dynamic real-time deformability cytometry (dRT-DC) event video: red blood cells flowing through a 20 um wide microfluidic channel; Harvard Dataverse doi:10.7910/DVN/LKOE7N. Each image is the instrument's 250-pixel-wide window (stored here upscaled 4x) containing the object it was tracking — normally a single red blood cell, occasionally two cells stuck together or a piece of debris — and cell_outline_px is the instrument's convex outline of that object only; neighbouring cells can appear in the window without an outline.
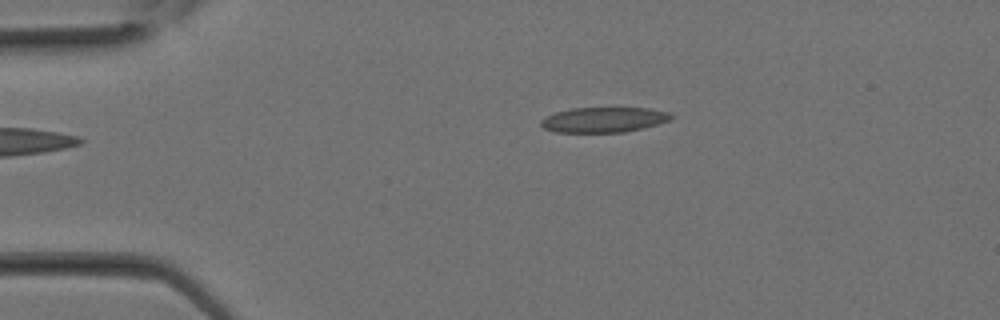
{"species": "Egyptian fruit bat (a non-hibernating species)", "species_latin": "Rousettus aegyptiacus", "temperature_condition": "room temperature", "stored_images_in_passage": 14, "camera_frame_rate_fps": 3000, "um_per_image_px": 0.085, "animal": {"sex": "female"}, "frame": {"image": 1, "passage_image": 1, "time_ms": 0.0, "image_size_px": [1000, 320], "cell_outline_px": [[676, 116], [668, 120], [644, 128], [624, 132], [556, 132], [544, 128], [540, 124], [540, 120], [556, 112], [572, 108], [648, 108], [672, 112]], "centroid_in_image_um": [51.36, 10.17], "position_along_channel_um": 33.6, "area_um2": 19.07}}
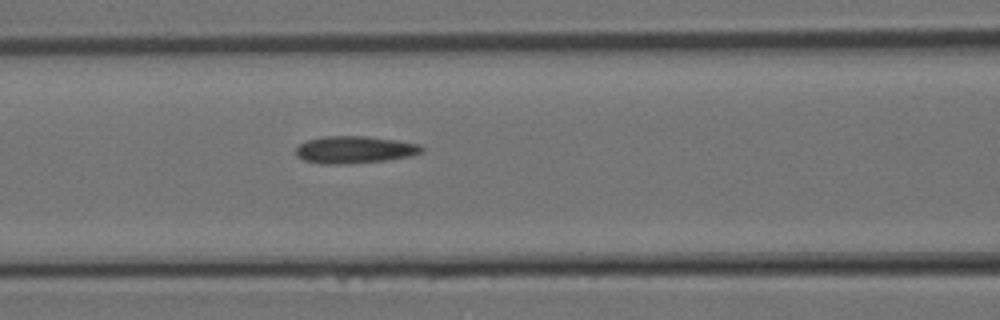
{"frame": {"image": 2, "passage_image": 7, "time_ms": 2.0, "image_size_px": [1000, 320], "cell_outline_px": [[424, 152], [412, 156], [384, 160], [348, 164], [320, 164], [304, 160], [296, 156], [296, 148], [300, 144], [308, 140], [324, 136], [368, 136], [396, 140], [420, 144], [424, 148]], "centroid_in_image_um": [30.16, 12.72], "position_along_channel_um": 136.4, "area_um2": 20.11}}
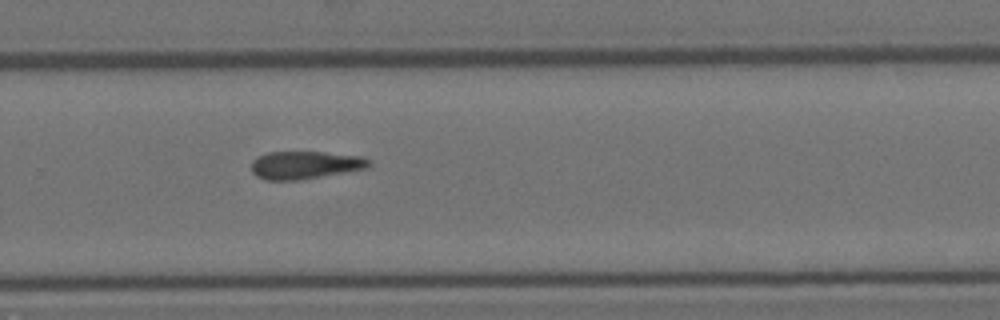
{"frame": {"image": 3, "passage_image": 14, "time_ms": 4.333, "image_size_px": [1000, 320], "cell_outline_px": [[372, 164], [368, 168], [300, 180], [264, 180], [256, 176], [252, 172], [252, 160], [256, 156], [268, 152], [324, 152], [364, 156], [372, 160]], "centroid_in_image_um": [25.96, 14.02], "position_along_channel_um": 303.8, "area_um2": 19.36}}